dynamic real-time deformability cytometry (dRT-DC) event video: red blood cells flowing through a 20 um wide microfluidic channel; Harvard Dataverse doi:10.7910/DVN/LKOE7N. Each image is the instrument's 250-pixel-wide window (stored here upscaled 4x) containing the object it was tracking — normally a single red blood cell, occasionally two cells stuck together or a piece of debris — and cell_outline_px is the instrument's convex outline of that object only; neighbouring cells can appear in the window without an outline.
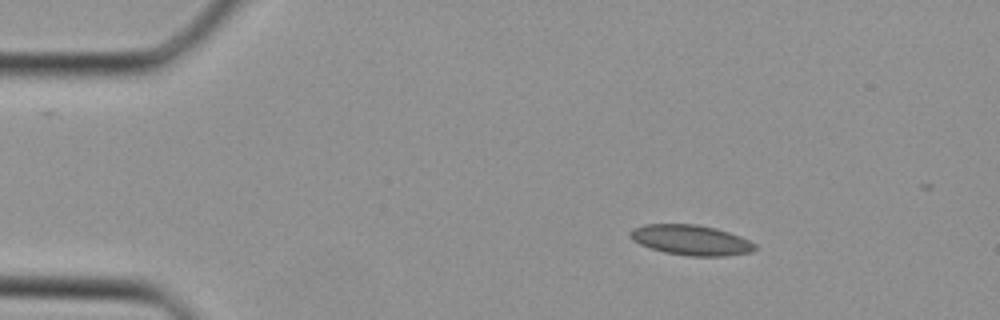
{"species": "Egyptian fruit bat (a non-hibernating species)", "species_latin": "Rousettus aegyptiacus", "temperature_condition": "cold", "stored_images_in_passage": 11, "camera_frame_rate_fps": 3000, "um_per_image_px": 0.085, "animal": {"sex": "female"}, "frame": {"image": 1, "passage_image": 5, "time_ms": 1.333, "image_size_px": [1000, 320], "cell_outline_px": [[756, 248], [752, 252], [724, 256], [688, 256], [664, 252], [640, 244], [632, 240], [628, 236], [628, 232], [632, 228], [644, 224], [696, 224], [716, 228], [740, 236], [756, 244]], "centroid_in_image_um": [58.7, 20.4], "position_along_channel_um": 26.3, "area_um2": 22.08}}